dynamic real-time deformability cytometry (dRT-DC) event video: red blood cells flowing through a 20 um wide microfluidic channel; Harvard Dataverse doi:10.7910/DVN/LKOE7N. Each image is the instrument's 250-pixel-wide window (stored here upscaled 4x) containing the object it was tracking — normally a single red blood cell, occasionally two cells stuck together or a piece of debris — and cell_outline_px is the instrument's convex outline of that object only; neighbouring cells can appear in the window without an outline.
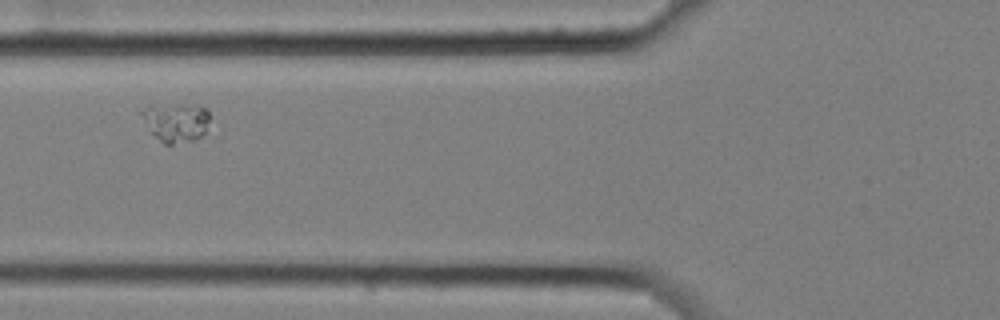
{"species": "common noctule bat (a hibernating species)", "species_latin": "Nyctalus noctula", "temperature_condition": "cold", "stored_images_in_passage": 4, "camera_frame_rate_fps": 3000, "um_per_image_px": 0.085, "animal": {"sex": "female", "body_mass_g": 25.1}, "frame": {"image": 1, "passage_image": 2, "time_ms": 0.333, "image_size_px": [1000, 320], "cell_outline_px": [[208, 120], [204, 132], [200, 136], [192, 140], [172, 144], [164, 144], [148, 132], [140, 112], [148, 108], [184, 104], [204, 108], [208, 112]], "centroid_in_image_um": [14.92, 10.43], "position_along_channel_um": 110.9, "area_um2": 14.91}}
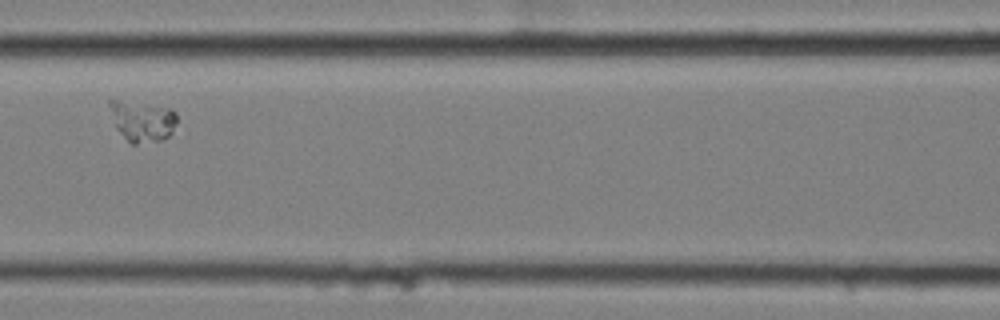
{"frame": {"image": 2, "passage_image": 3, "time_ms": 0.667, "image_size_px": [1000, 320], "cell_outline_px": [[176, 124], [172, 132], [168, 136], [160, 140], [136, 144], [132, 144], [116, 128], [108, 104], [108, 100], [116, 100], [168, 108], [176, 112]], "centroid_in_image_um": [12.09, 10.3], "position_along_channel_um": 154.5, "area_um2": 15.55}}
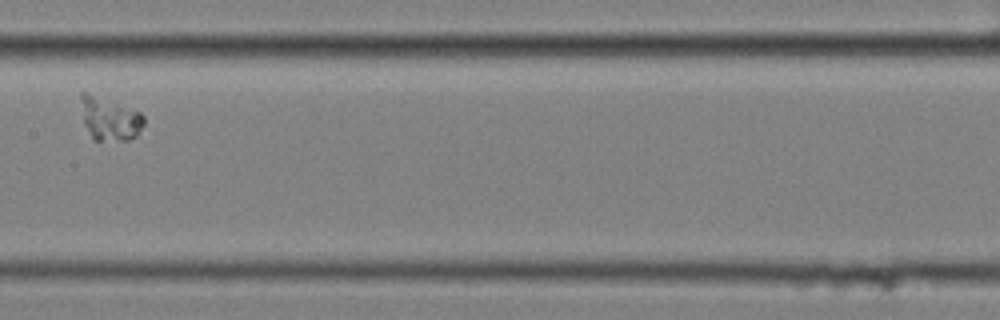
{"frame": {"image": 3, "passage_image": 4, "time_ms": 1.0, "image_size_px": [1000, 320], "cell_outline_px": [[144, 124], [136, 136], [128, 140], [92, 140], [84, 124], [80, 96], [80, 92], [88, 92], [140, 112], [144, 116]], "centroid_in_image_um": [9.3, 10.1], "position_along_channel_um": 198.1, "area_um2": 15.78}}